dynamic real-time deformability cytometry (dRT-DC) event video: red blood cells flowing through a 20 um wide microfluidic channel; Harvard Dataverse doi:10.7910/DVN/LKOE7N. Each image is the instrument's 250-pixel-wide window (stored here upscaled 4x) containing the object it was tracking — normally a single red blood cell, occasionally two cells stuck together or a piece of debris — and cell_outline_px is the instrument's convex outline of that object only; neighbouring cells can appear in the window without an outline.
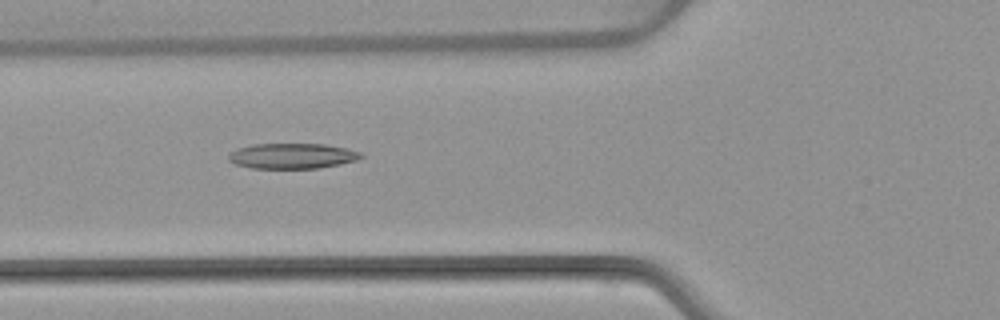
{"species": "common noctule bat (a hibernating species)", "species_latin": "Nyctalus noctula", "temperature_condition": "warm", "stored_images_in_passage": 7, "camera_frame_rate_fps": 3000, "um_per_image_px": 0.085, "animal": {"sex": "female", "body_mass_g": 22.7, "forearm_length_mm": 54.2}, "frame": {"image": 1, "passage_image": 4, "time_ms": 4.667, "image_size_px": [1000, 320], "cell_outline_px": [[364, 156], [356, 160], [340, 164], [320, 168], [252, 168], [236, 164], [228, 160], [228, 156], [232, 152], [240, 148], [252, 144], [324, 144], [348, 148], [360, 152]], "centroid_in_image_um": [24.87, 13.25], "position_along_channel_um": 100.9, "area_um2": 19.48}}
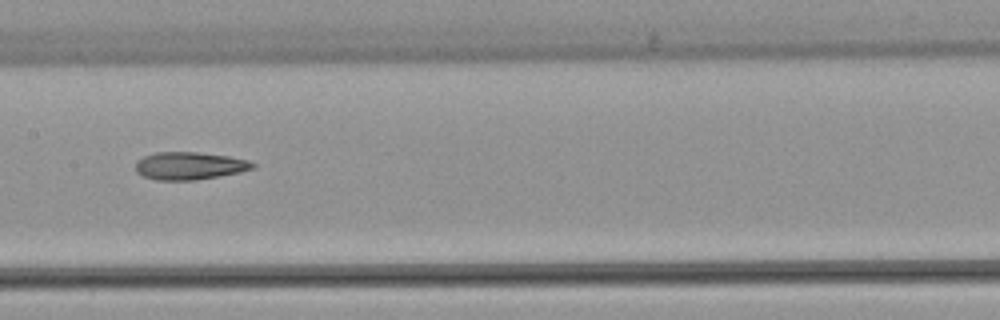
{"frame": {"image": 2, "passage_image": 6, "time_ms": 7.0, "image_size_px": [1000, 320], "cell_outline_px": [[256, 168], [240, 172], [220, 176], [196, 180], [156, 180], [144, 176], [136, 172], [136, 160], [144, 156], [156, 152], [196, 152], [228, 156], [248, 160], [256, 164]], "centroid_in_image_um": [16.12, 14.09], "position_along_channel_um": 191.3, "area_um2": 18.96}}
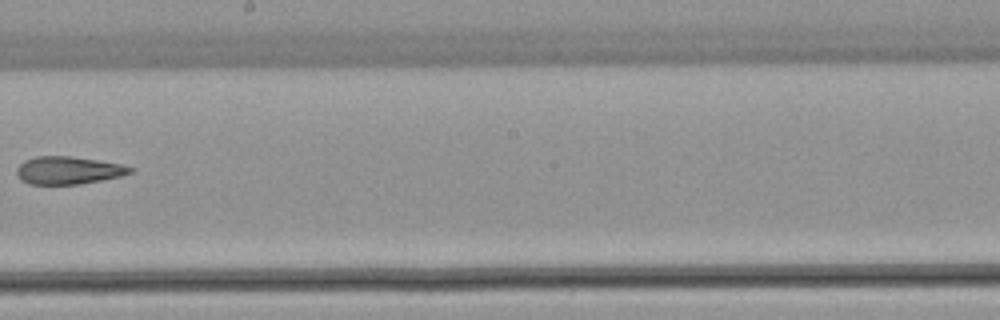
{"frame": {"image": 3, "passage_image": 7, "time_ms": 8.333, "image_size_px": [1000, 320], "cell_outline_px": [[136, 168], [132, 172], [120, 176], [80, 184], [28, 184], [20, 180], [16, 172], [16, 168], [24, 160], [36, 156], [72, 156], [120, 164]], "centroid_in_image_um": [5.77, 14.47], "position_along_channel_um": 242.4, "area_um2": 18.32}}